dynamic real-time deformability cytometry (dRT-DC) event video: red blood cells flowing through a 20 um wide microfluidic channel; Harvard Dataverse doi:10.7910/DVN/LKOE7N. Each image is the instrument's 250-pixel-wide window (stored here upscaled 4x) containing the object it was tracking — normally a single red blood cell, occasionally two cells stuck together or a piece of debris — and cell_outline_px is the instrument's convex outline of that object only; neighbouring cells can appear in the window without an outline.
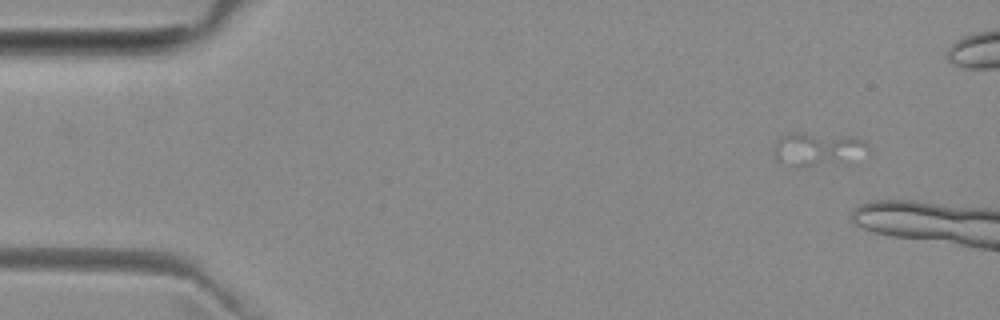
{"species": "common noctule bat (a hibernating species)", "species_latin": "Nyctalus noctula", "temperature_condition": "room temperature", "stored_images_in_passage": 3, "camera_frame_rate_fps": 3000, "um_per_image_px": 0.085, "animal": {"sex": "female", "body_mass_g": 29.2, "forearm_length_mm": 56.3}, "frame": {"image": 1, "passage_image": 1, "time_ms": 0.0, "image_size_px": [1000, 320], "cell_outline_px": [[868, 152], [832, 160], [812, 164], [796, 164], [776, 160], [772, 156], [772, 148], [780, 136], [792, 132], [796, 132], [852, 136], [868, 144]], "centroid_in_image_um": [69.36, 12.56], "position_along_channel_um": 15.6, "area_um2": 16.88}}